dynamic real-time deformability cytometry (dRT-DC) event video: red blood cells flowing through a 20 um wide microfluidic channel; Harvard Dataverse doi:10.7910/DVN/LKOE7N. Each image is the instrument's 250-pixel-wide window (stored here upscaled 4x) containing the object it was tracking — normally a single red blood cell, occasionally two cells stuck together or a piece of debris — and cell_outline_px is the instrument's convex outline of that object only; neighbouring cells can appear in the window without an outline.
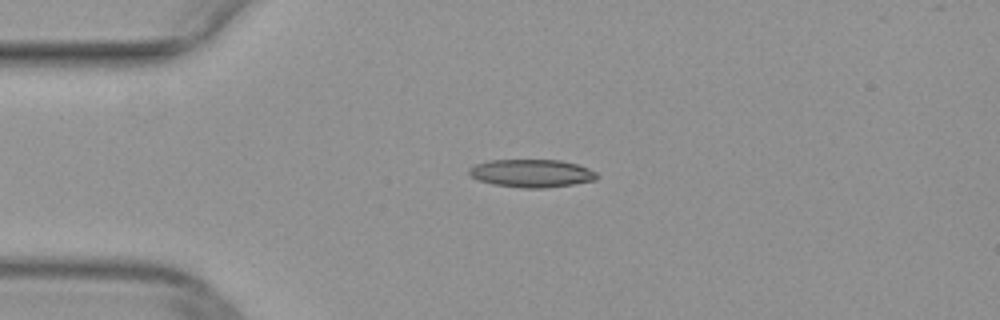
{"species": "common noctule bat (a hibernating species)", "species_latin": "Nyctalus noctula", "temperature_condition": "warm", "stored_images_in_passage": 39, "camera_frame_rate_fps": 3000, "um_per_image_px": 0.085, "animal": {"sex": "female", "body_mass_g": 29.2, "forearm_length_mm": 56.3}, "frame": {"image": 1, "passage_image": 1, "time_ms": 0.0, "image_size_px": [1000, 320], "cell_outline_px": [[596, 180], [572, 184], [544, 188], [520, 188], [492, 184], [468, 176], [468, 168], [476, 164], [488, 160], [560, 160], [576, 164], [588, 168], [596, 172]], "centroid_in_image_um": [45.14, 14.73], "position_along_channel_um": 39.9, "area_um2": 20.81}}
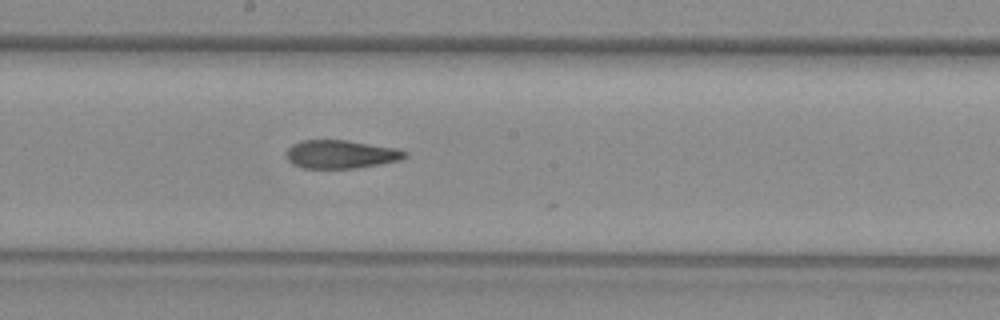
{"frame": {"image": 2, "passage_image": 16, "time_ms": 5.0, "image_size_px": [1000, 320], "cell_outline_px": [[408, 156], [400, 160], [380, 164], [356, 168], [304, 168], [292, 164], [288, 160], [284, 152], [292, 144], [300, 140], [348, 140], [396, 148], [404, 152]], "centroid_in_image_um": [28.92, 13.11], "position_along_channel_um": 219.3, "area_um2": 19.65}}
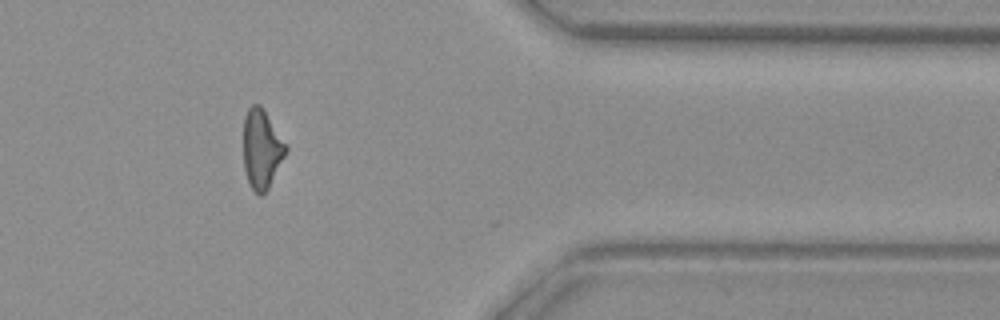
{"frame": {"image": 3, "passage_image": 30, "time_ms": 9.667, "image_size_px": [1000, 320], "cell_outline_px": [[288, 148], [268, 188], [260, 196], [252, 188], [248, 180], [244, 168], [244, 116], [248, 108], [252, 104], [260, 104], [288, 144]], "centroid_in_image_um": [22.25, 12.61], "position_along_channel_um": 389.2, "area_um2": 19.42}}